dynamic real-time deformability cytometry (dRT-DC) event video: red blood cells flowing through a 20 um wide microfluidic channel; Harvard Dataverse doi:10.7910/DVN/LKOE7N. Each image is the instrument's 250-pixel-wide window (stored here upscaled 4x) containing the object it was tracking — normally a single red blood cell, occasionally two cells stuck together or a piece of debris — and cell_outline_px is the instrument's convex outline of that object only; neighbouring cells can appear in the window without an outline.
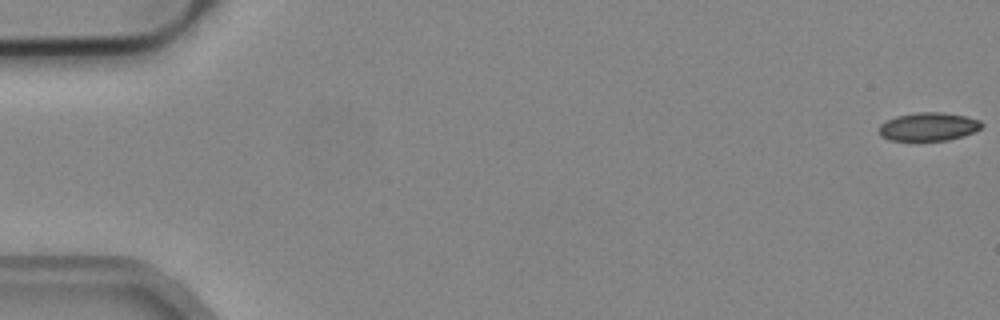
{"species": "common noctule bat (a hibernating species)", "species_latin": "Nyctalus noctula", "temperature_condition": "cold", "stored_images_in_passage": 55, "camera_frame_rate_fps": 3000, "um_per_image_px": 0.085, "animal": {"sex": "male", "body_mass_g": 19.2, "forearm_length_mm": 51.8}, "frame": {"image": 1, "passage_image": 1, "time_ms": 0.0, "image_size_px": [1000, 320], "cell_outline_px": [[984, 124], [980, 128], [964, 136], [948, 140], [888, 140], [880, 136], [880, 124], [896, 116], [916, 112], [940, 112], [964, 116], [980, 120]], "centroid_in_image_um": [78.92, 10.77], "position_along_channel_um": 6.1, "area_um2": 16.82}}
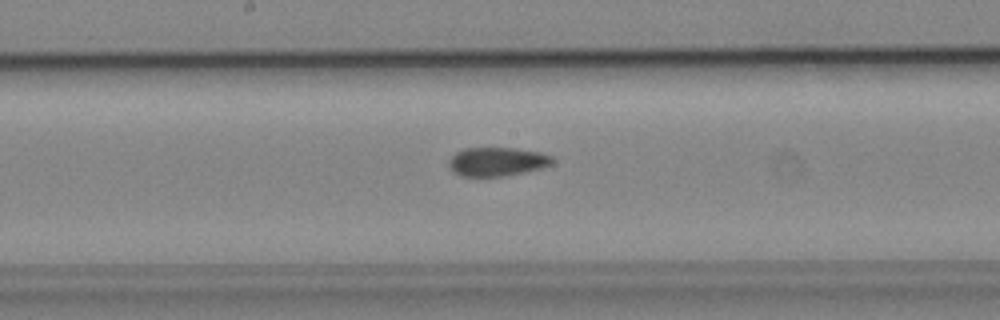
{"frame": {"image": 2, "passage_image": 29, "time_ms": 9.333, "image_size_px": [1000, 320], "cell_outline_px": [[556, 160], [552, 164], [540, 168], [524, 172], [504, 176], [460, 176], [452, 172], [448, 168], [448, 160], [456, 152], [464, 148], [516, 148], [540, 152], [552, 156]], "centroid_in_image_um": [42.23, 13.74], "position_along_channel_um": 206.0, "area_um2": 17.57}}
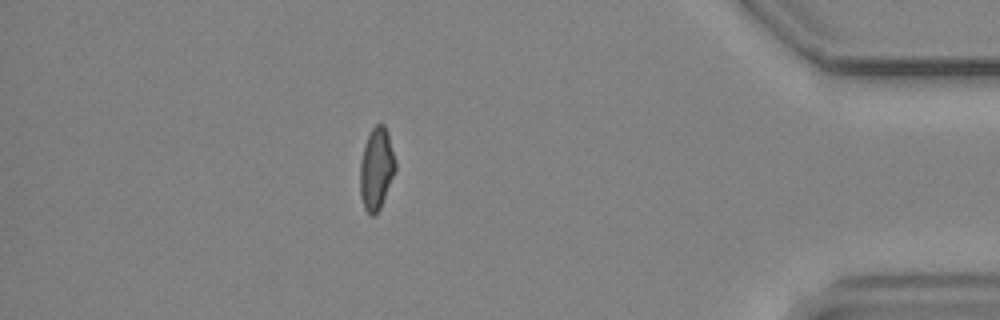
{"frame": {"image": 3, "passage_image": 48, "time_ms": 15.667, "image_size_px": [1000, 320], "cell_outline_px": [[396, 172], [380, 208], [372, 216], [364, 208], [360, 196], [360, 160], [364, 144], [372, 128], [376, 124], [384, 124], [388, 132], [396, 160]], "centroid_in_image_um": [32.0, 14.32], "position_along_channel_um": 403.2, "area_um2": 17.11}, "authors_computed_cell_mechanics": {"area_um2": 17.629, "velocity_mm_per_s": 3.8195, "shape_relaxation_time_tau1_ms": 8.2779, "shape_relaxation_time_tau2_ms": 2.6599, "deformation_change_tau1": 0.1525, "deformation_change_tau2": 0.0887}}